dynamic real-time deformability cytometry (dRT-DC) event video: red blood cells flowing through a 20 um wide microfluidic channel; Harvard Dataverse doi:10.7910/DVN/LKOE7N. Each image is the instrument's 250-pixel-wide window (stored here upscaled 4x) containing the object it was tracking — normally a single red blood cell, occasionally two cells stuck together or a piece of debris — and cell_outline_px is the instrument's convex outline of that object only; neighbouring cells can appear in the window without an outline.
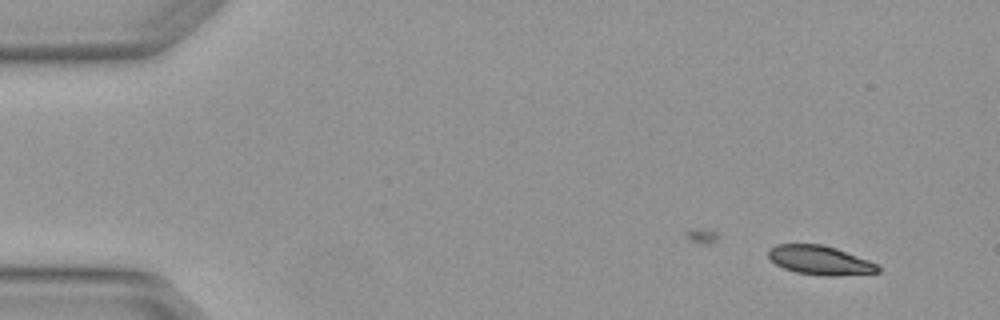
{"species": "Egyptian fruit bat (a non-hibernating species)", "species_latin": "Rousettus aegyptiacus", "temperature_condition": "warm", "stored_images_in_passage": 5, "camera_frame_rate_fps": 3000, "um_per_image_px": 0.085, "animal": {"sex": "female"}, "frame": {"image": 1, "passage_image": 2, "time_ms": 0.333, "image_size_px": [1000, 320], "cell_outline_px": [[880, 272], [836, 276], [824, 276], [796, 272], [784, 268], [776, 264], [768, 256], [768, 248], [776, 244], [820, 244], [836, 248], [868, 260], [876, 264], [880, 268]], "centroid_in_image_um": [69.68, 22.12], "position_along_channel_um": 15.3, "area_um2": 18.5}}
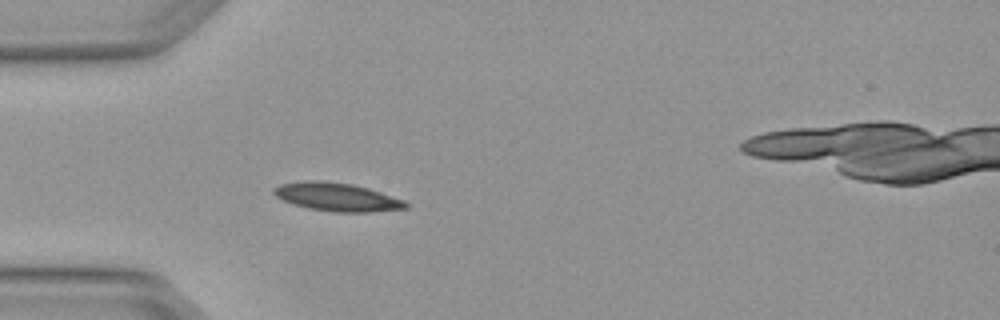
{"frame": {"image": 2, "passage_image": 5, "time_ms": 1.333, "image_size_px": [1000, 320], "cell_outline_px": [[408, 208], [372, 212], [332, 212], [308, 208], [292, 204], [276, 196], [272, 192], [272, 188], [280, 184], [312, 180], [352, 184], [368, 188], [404, 200], [408, 204]], "centroid_in_image_um": [28.64, 16.76], "position_along_channel_um": 56.4, "area_um2": 21.62}}